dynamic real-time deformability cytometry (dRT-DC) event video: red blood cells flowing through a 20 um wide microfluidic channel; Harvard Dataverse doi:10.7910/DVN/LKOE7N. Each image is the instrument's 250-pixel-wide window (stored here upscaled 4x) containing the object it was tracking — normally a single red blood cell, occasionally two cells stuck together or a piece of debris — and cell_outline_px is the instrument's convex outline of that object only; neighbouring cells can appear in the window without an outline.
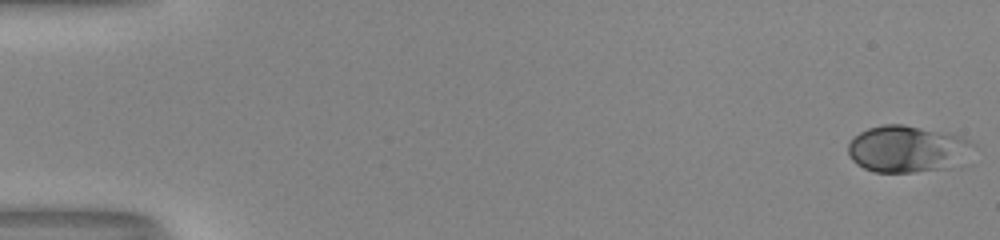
{"species": "human", "species_latin": "Homo sapiens", "temperature_condition": "room temperature", "stored_images_in_passage": 52, "camera_frame_rate_fps": 3000, "um_per_image_px": 0.085, "donor": {"sex": "male"}, "frame": {"image": 1, "passage_image": 1, "time_ms": 0.0, "image_size_px": [1000, 240], "cell_outline_px": [[976, 144], [948, 168], [912, 172], [872, 172], [856, 164], [852, 160], [848, 152], [848, 144], [852, 136], [868, 128], [884, 124], [904, 124], [944, 132], [960, 136]], "centroid_in_image_um": [77.01, 12.64], "position_along_channel_um": 8.0, "area_um2": 33.64}}
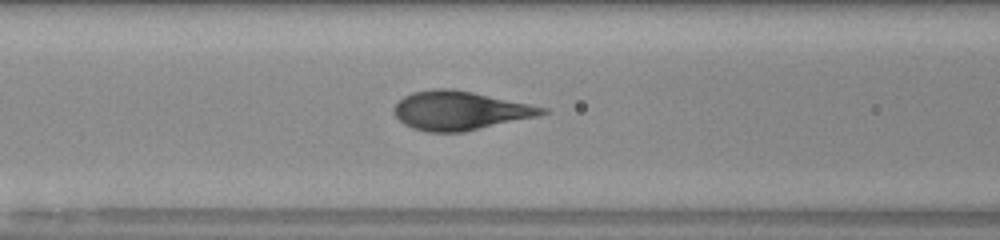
{"frame": {"image": 2, "passage_image": 23, "time_ms": 7.333, "image_size_px": [1000, 240], "cell_outline_px": [[548, 112], [536, 116], [464, 132], [428, 132], [412, 128], [404, 124], [396, 116], [396, 104], [404, 96], [412, 92], [436, 88], [452, 88], [472, 92], [548, 108]], "centroid_in_image_um": [39.08, 9.4], "position_along_channel_um": 127.5, "area_um2": 33.06}}
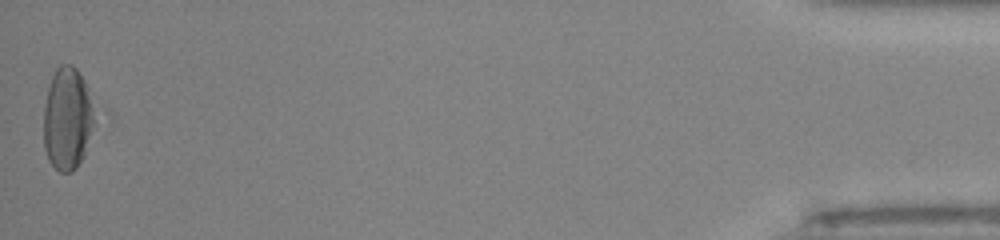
{"frame": {"image": 3, "passage_image": 52, "time_ms": 17.0, "image_size_px": [1000, 240], "cell_outline_px": [[112, 124], [76, 168], [72, 172], [60, 172], [48, 160], [44, 148], [44, 104], [48, 88], [52, 76], [56, 68], [60, 64], [72, 64], [76, 68], [108, 108], [112, 116]], "centroid_in_image_um": [6.15, 10.09], "position_along_channel_um": 429.1, "area_um2": 36.47}}